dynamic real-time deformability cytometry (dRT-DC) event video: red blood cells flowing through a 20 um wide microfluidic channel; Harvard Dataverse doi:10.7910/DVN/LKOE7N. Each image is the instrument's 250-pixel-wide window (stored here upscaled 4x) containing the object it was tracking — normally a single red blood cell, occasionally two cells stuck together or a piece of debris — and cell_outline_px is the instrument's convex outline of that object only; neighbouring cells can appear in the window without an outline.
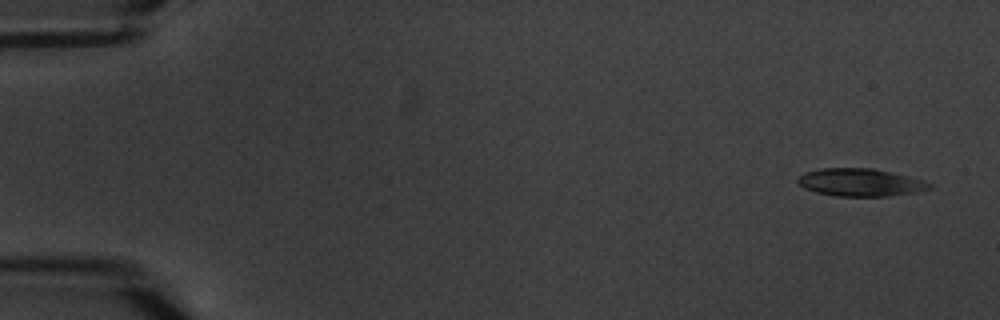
{"species": "common noctule bat (a hibernating species)", "species_latin": "Nyctalus noctula", "temperature_condition": "warm", "stored_images_in_passage": 5, "camera_frame_rate_fps": 3000, "um_per_image_px": 0.085, "animal": {"sex": "male", "body_mass_g": 20.1, "forearm_length_mm": 53.5}, "frame": {"image": 1, "passage_image": 1, "time_ms": 0.0, "image_size_px": [1000, 320], "cell_outline_px": [[932, 188], [916, 192], [888, 196], [836, 196], [816, 192], [804, 188], [796, 180], [804, 172], [820, 168], [872, 168], [908, 176], [932, 184]], "centroid_in_image_um": [73.1, 15.5], "position_along_channel_um": 11.9, "area_um2": 21.1}}